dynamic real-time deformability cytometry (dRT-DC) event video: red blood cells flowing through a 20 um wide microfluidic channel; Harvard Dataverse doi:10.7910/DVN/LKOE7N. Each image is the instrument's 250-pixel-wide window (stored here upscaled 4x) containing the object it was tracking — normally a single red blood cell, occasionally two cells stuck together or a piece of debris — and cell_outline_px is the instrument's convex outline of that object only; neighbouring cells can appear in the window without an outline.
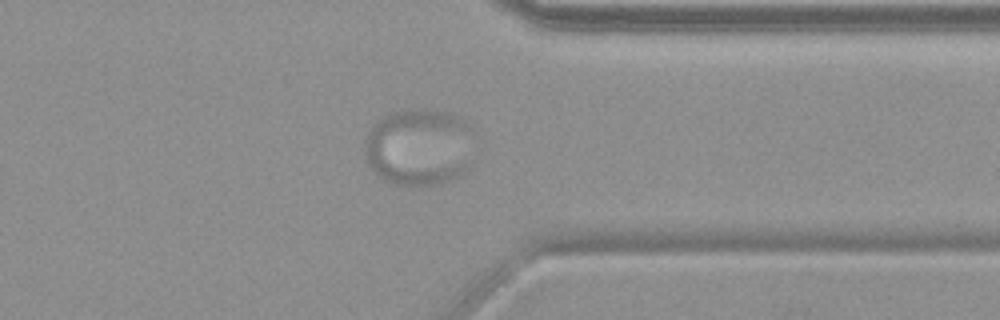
{"species": "common noctule bat (a hibernating species)", "species_latin": "Nyctalus noctula", "temperature_condition": "warm", "stored_images_in_passage": 51, "camera_frame_rate_fps": 3000, "um_per_image_px": 0.085, "animal": {"sex": "female", "body_mass_g": 19.9}, "frame": {"image": 1, "passage_image": 39, "time_ms": 12.667, "image_size_px": [1000, 320], "cell_outline_px": [[468, 168], [460, 176], [452, 180], [436, 184], [396, 184], [384, 180], [368, 164], [364, 152], [368, 132], [384, 116], [392, 112], [408, 108], [424, 108], [444, 112], [456, 116], [464, 120], [468, 128]], "centroid_in_image_um": [35.56, 12.49], "position_along_channel_um": 375.8, "area_um2": 48.26}}